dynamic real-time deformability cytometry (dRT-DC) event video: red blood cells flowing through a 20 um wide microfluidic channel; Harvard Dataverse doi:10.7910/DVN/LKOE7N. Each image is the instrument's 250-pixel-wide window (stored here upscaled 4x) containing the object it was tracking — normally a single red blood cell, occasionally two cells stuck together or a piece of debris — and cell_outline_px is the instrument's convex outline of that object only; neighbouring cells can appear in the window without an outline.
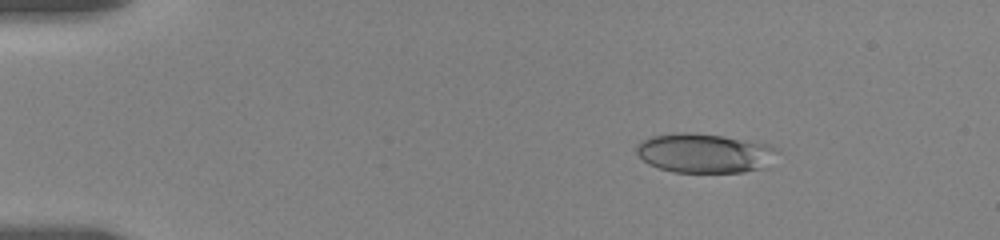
{"species": "human", "species_latin": "Homo sapiens", "temperature_condition": "room temperature", "stored_images_in_passage": 58, "camera_frame_rate_fps": 3000, "um_per_image_px": 0.085, "donor": {"sex": "female"}, "frame": {"image": 1, "passage_image": 14, "time_ms": 2.667, "image_size_px": [1000, 240], "cell_outline_px": [[776, 148], [768, 168], [744, 172], [672, 172], [648, 164], [636, 152], [636, 144], [652, 136], [676, 132], [692, 132], [724, 136], [768, 144]], "centroid_in_image_um": [59.87, 13.02], "position_along_channel_um": 25.1, "area_um2": 32.31}}
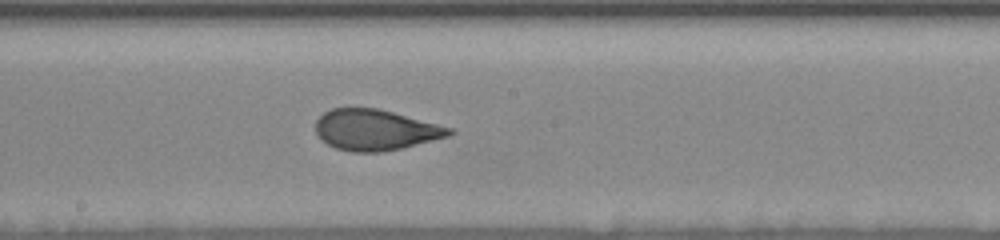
{"frame": {"image": 2, "passage_image": 35, "time_ms": 10.333, "image_size_px": [1000, 240], "cell_outline_px": [[456, 132], [448, 136], [384, 152], [352, 152], [336, 148], [320, 140], [316, 132], [316, 120], [324, 112], [332, 108], [376, 108], [392, 112], [452, 128]], "centroid_in_image_um": [31.86, 11.05], "position_along_channel_um": 216.3, "area_um2": 31.5}}
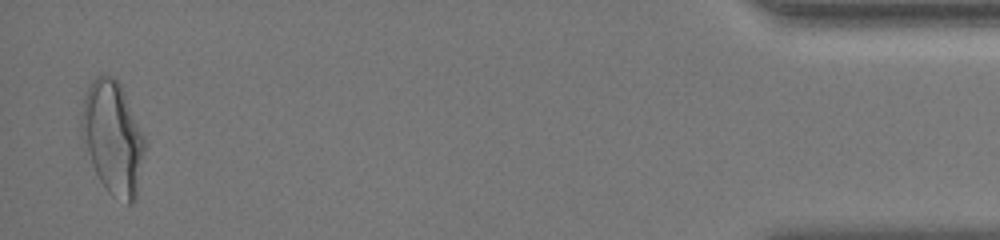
{"frame": {"image": 3, "passage_image": 57, "time_ms": 18.333, "image_size_px": [1000, 240], "cell_outline_px": [[144, 152], [136, 200], [132, 204], [128, 204], [112, 196], [108, 192], [100, 180], [96, 172], [80, 128], [80, 116], [84, 100], [88, 88], [92, 80], [96, 76], [104, 72], [116, 80], [120, 84], [124, 92], [144, 136]], "centroid_in_image_um": [9.6, 11.7], "position_along_channel_um": 425.6, "area_um2": 41.04}, "authors_computed_cell_mechanics": {"area_um2": 32.368, "velocity_mm_per_s": 3.5626, "shape_relaxation_time_tau1_ms": 5.8899, "shape_relaxation_time_tau2_ms": 0.7939, "deformation_change_tau1": 0.1818, "deformation_change_tau2": 0.0594}}